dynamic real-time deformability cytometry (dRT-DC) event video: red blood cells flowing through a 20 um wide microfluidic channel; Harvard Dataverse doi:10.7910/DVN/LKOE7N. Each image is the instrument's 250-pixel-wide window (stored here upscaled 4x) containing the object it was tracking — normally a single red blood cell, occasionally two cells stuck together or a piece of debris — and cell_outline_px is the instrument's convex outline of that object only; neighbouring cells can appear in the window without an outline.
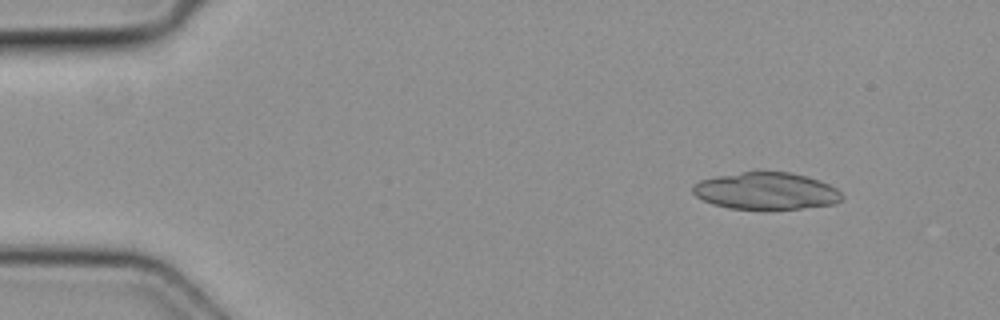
{"species": "common noctule bat (a hibernating species)", "species_latin": "Nyctalus noctula", "temperature_condition": "cold", "stored_images_in_passage": 6, "segment_of_instrument_passage": [1, 2], "camera_frame_rate_fps": 3000, "um_per_image_px": 0.085, "animal": {"sex": "female", "body_mass_g": 19.3, "forearm_length_mm": 54.1}, "frame": {"image": 1, "passage_image": 2, "time_ms": 0.333, "image_size_px": [1000, 320], "cell_outline_px": [[844, 196], [836, 204], [800, 208], [728, 208], [712, 204], [696, 196], [692, 192], [692, 184], [700, 180], [716, 176], [744, 172], [788, 172], [820, 180], [836, 188]], "centroid_in_image_um": [65.1, 16.23], "position_along_channel_um": 19.9, "area_um2": 31.85}}